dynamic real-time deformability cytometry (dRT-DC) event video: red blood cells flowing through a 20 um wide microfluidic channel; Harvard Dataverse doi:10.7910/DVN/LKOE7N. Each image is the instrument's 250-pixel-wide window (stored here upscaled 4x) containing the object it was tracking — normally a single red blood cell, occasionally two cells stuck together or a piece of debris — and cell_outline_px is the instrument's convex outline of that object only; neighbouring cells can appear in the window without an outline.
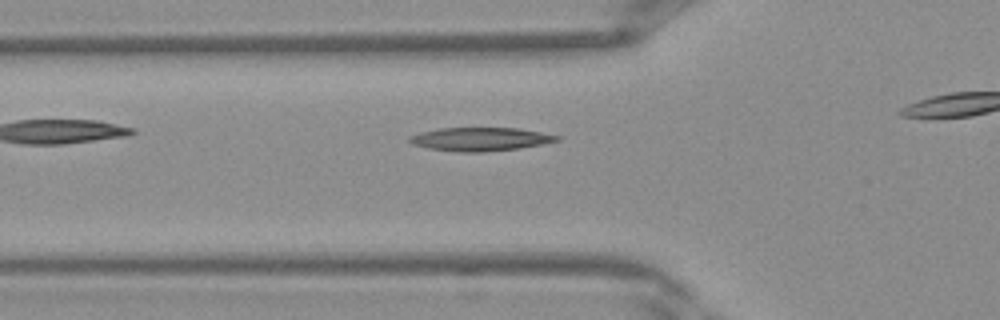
{"species": "Egyptian fruit bat (a non-hibernating species)", "species_latin": "Rousettus aegyptiacus", "temperature_condition": "warm", "stored_images_in_passage": 12, "camera_frame_rate_fps": 3000, "um_per_image_px": 0.085, "frame": {"image": 1, "passage_image": 3, "time_ms": 0.667, "image_size_px": [1000, 320], "cell_outline_px": [[560, 140], [520, 148], [484, 152], [460, 152], [428, 148], [412, 144], [408, 140], [408, 136], [420, 132], [440, 128], [520, 128], [560, 136]], "centroid_in_image_um": [40.8, 11.82], "position_along_channel_um": 85.0, "area_um2": 20.11}}
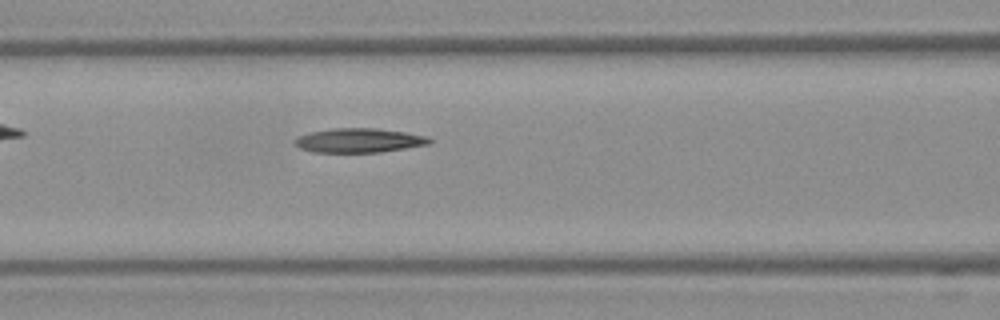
{"frame": {"image": 2, "passage_image": 6, "time_ms": 1.667, "image_size_px": [1000, 320], "cell_outline_px": [[432, 140], [428, 144], [380, 152], [312, 152], [300, 148], [292, 140], [296, 136], [308, 132], [332, 128], [376, 128], [404, 132], [428, 136]], "centroid_in_image_um": [30.45, 11.92], "position_along_channel_um": 136.1, "area_um2": 19.07}}
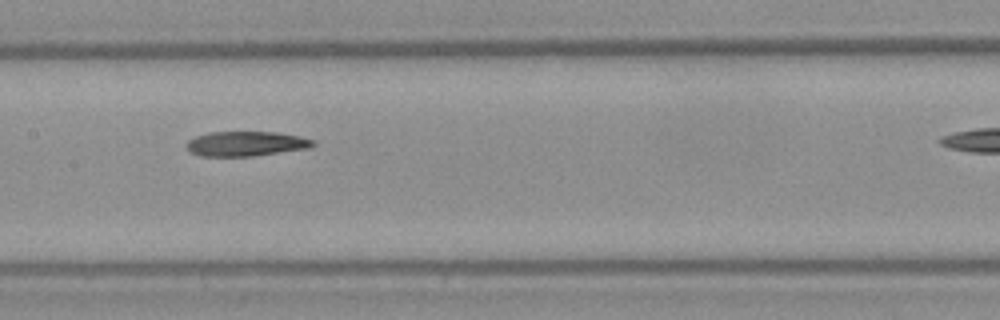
{"frame": {"image": 3, "passage_image": 9, "time_ms": 2.667, "image_size_px": [1000, 320], "cell_outline_px": [[316, 144], [308, 148], [252, 156], [200, 156], [188, 152], [184, 144], [188, 140], [196, 136], [208, 132], [276, 132], [300, 136], [316, 140]], "centroid_in_image_um": [20.87, 12.21], "position_along_channel_um": 186.5, "area_um2": 18.44}}